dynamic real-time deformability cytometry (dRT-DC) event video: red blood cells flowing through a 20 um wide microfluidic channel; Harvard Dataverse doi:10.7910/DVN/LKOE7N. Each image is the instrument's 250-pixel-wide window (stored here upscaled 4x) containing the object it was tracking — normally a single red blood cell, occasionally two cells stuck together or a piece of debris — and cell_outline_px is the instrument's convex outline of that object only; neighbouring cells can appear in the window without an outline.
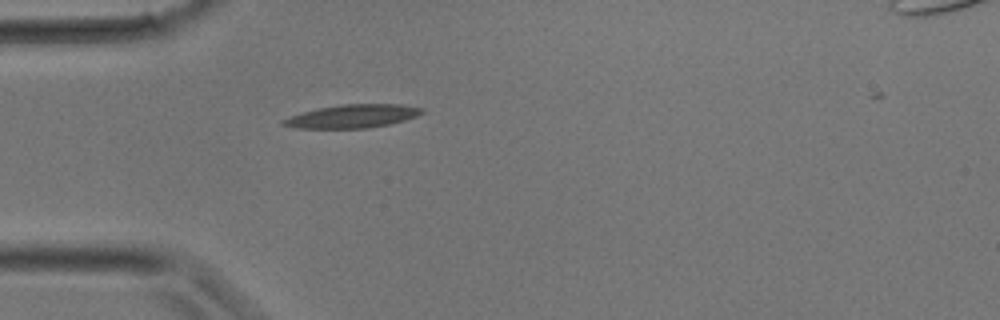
{"species": "common noctule bat (a hibernating species)", "species_latin": "Nyctalus noctula", "temperature_condition": "room temperature", "stored_images_in_passage": 1, "camera_frame_rate_fps": 3000, "um_per_image_px": 0.085, "animal": {"sex": "male", "body_mass_g": 17.9}, "frame": {"image": 1, "passage_image": 1, "time_ms": 0.0, "image_size_px": [1000, 320], "cell_outline_px": [[424, 112], [416, 116], [404, 120], [388, 124], [368, 128], [296, 128], [280, 124], [280, 120], [316, 108], [344, 104], [400, 104], [424, 108]], "centroid_in_image_um": [29.96, 9.87], "position_along_channel_um": 55.0, "area_um2": 18.73}}